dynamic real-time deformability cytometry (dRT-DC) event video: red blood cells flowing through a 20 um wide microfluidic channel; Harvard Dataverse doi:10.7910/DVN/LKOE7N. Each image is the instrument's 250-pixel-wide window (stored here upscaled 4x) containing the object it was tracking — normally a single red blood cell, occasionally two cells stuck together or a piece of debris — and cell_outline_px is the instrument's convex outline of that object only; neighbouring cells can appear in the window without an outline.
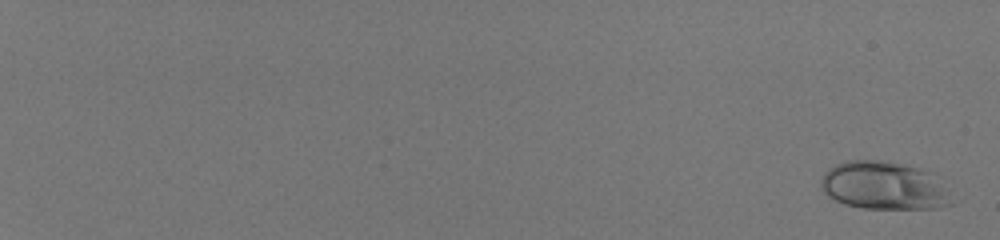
{"species": "human", "species_latin": "Homo sapiens", "temperature_condition": "room temperature", "stored_images_in_passage": 56, "camera_frame_rate_fps": 3000, "um_per_image_px": 0.085, "donor": {"sex": "male"}, "frame": {"image": 1, "passage_image": 2, "time_ms": 0.333, "image_size_px": [1000, 240], "cell_outline_px": [[952, 204], [936, 208], [864, 208], [844, 204], [828, 196], [820, 188], [820, 180], [824, 172], [828, 168], [844, 160], [880, 160], [904, 164], [920, 168], [928, 172]], "centroid_in_image_um": [74.97, 15.76], "position_along_channel_um": 10.0, "area_um2": 35.72}}
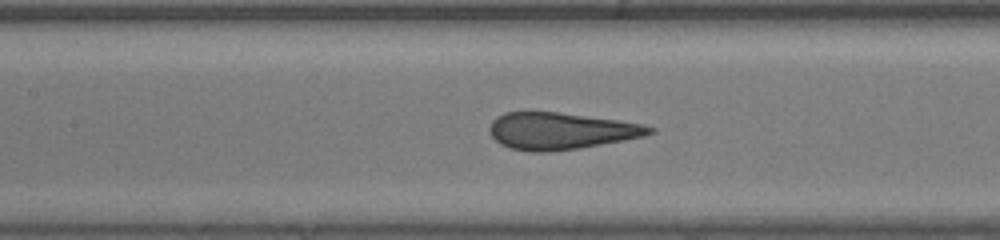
{"frame": {"image": 2, "passage_image": 33, "time_ms": 10.667, "image_size_px": [1000, 240], "cell_outline_px": [[656, 132], [644, 136], [624, 140], [580, 148], [548, 152], [528, 152], [508, 148], [500, 144], [492, 136], [488, 128], [492, 120], [496, 116], [504, 112], [560, 112], [644, 124], [656, 128]], "centroid_in_image_um": [47.64, 11.14], "position_along_channel_um": 159.8, "area_um2": 34.56}}
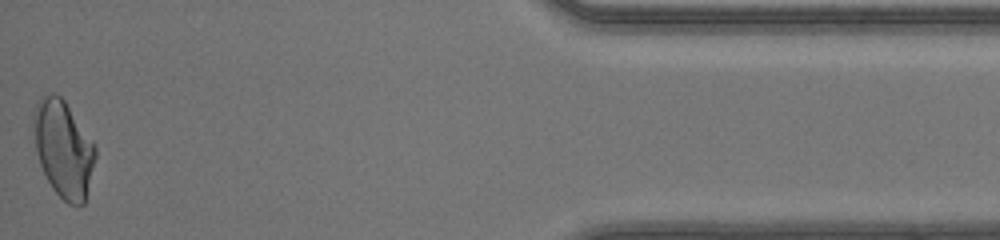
{"frame": {"image": 3, "passage_image": 56, "time_ms": 18.333, "image_size_px": [1000, 240], "cell_outline_px": [[96, 156], [84, 204], [68, 204], [52, 188], [40, 164], [36, 152], [32, 120], [32, 112], [40, 96], [52, 92], [56, 92], [64, 100], [96, 148]], "centroid_in_image_um": [5.35, 12.61], "position_along_channel_um": 429.8, "area_um2": 34.56}, "authors_computed_cell_mechanics": {"area_um2": 34.8823, "velocity_mm_per_s": 4.2242, "shape_relaxation_time_tau1_ms": 4.6631, "shape_relaxation_time_tau2_ms": null, "deformation_change_tau1": 0.1792, "deformation_change_tau2": null}}